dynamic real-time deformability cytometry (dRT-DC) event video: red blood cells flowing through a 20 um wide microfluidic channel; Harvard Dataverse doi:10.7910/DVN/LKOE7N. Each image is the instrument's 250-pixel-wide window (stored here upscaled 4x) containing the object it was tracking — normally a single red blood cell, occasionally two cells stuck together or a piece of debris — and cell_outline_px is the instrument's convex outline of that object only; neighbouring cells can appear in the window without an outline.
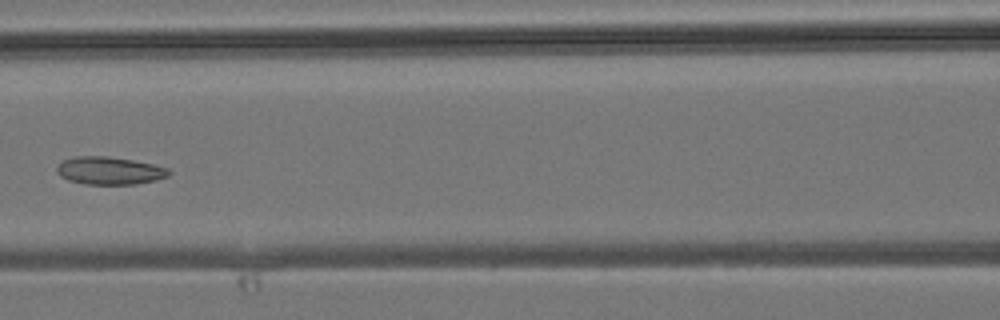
{"species": "common noctule bat (a hibernating species)", "species_latin": "Nyctalus noctula", "temperature_condition": "room temperature", "stored_images_in_passage": 4, "camera_frame_rate_fps": 3000, "um_per_image_px": 0.085, "animal": {"sex": "male", "body_mass_g": 19.2, "forearm_length_mm": 51.8}, "frame": {"image": 1, "passage_image": 4, "time_ms": 4.333, "image_size_px": [1000, 320], "cell_outline_px": [[172, 172], [168, 176], [156, 180], [136, 184], [84, 184], [68, 180], [60, 176], [56, 172], [56, 168], [64, 160], [72, 156], [108, 156], [132, 160], [152, 164], [168, 168]], "centroid_in_image_um": [9.3, 14.5], "position_along_channel_um": 157.3, "area_um2": 18.15}}